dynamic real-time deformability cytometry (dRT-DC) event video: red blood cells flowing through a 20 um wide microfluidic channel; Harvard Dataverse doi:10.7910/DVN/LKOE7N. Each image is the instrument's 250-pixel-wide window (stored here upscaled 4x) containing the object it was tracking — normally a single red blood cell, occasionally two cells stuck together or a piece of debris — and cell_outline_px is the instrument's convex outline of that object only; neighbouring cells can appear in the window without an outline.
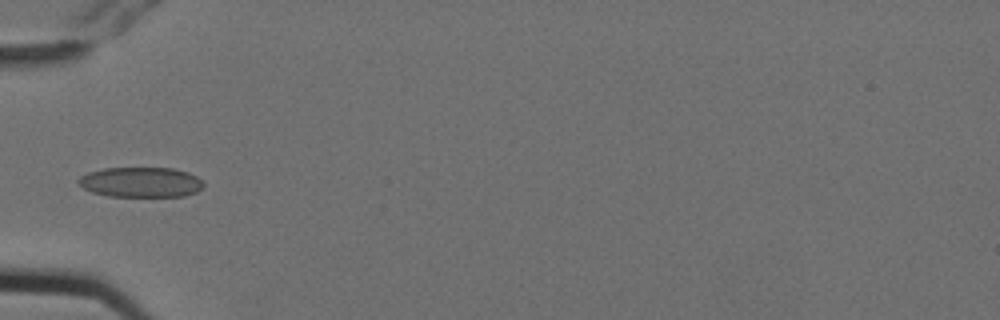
{"species": "Egyptian fruit bat (a non-hibernating species)", "species_latin": "Rousettus aegyptiacus", "temperature_condition": "cold", "stored_images_in_passage": 6, "camera_frame_rate_fps": 3000, "um_per_image_px": 0.085, "animal": {"sex": "female"}, "frame": {"image": 1, "passage_image": 6, "time_ms": 1.667, "image_size_px": [1000, 320], "cell_outline_px": [[204, 188], [196, 192], [184, 196], [108, 196], [92, 192], [84, 188], [76, 180], [80, 176], [88, 172], [104, 168], [172, 168], [188, 172], [196, 176], [204, 184]], "centroid_in_image_um": [11.97, 15.48], "position_along_channel_um": 73.0, "area_um2": 21.96}}